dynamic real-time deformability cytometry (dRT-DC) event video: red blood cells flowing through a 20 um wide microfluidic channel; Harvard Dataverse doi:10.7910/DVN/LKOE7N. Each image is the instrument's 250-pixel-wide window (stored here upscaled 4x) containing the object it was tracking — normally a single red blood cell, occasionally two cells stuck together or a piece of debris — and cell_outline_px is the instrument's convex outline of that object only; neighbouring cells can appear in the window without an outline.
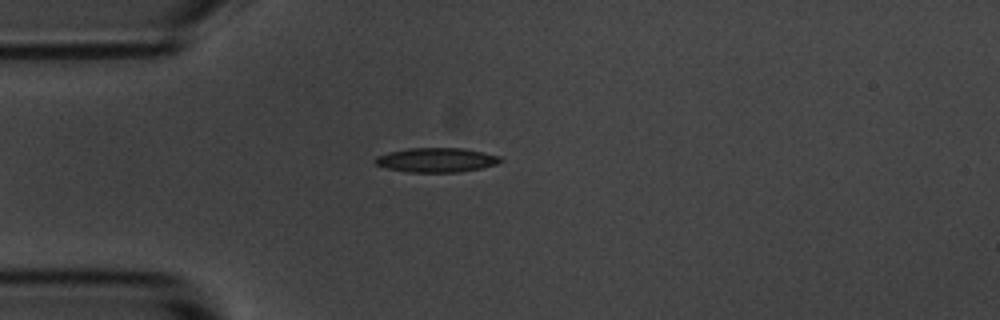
{"species": "common noctule bat (a hibernating species)", "species_latin": "Nyctalus noctula", "temperature_condition": "room temperature", "stored_images_in_passage": 2, "camera_frame_rate_fps": 3000, "um_per_image_px": 0.085, "animal": {"sex": "male", "body_mass_g": 20.1, "forearm_length_mm": 53.5}, "frame": {"image": 1, "passage_image": 1, "time_ms": 0.0, "image_size_px": [1000, 320], "cell_outline_px": [[504, 160], [496, 164], [480, 168], [460, 172], [408, 172], [388, 168], [376, 164], [372, 160], [376, 156], [388, 152], [408, 148], [464, 148], [484, 152], [500, 156]], "centroid_in_image_um": [37.09, 13.59], "position_along_channel_um": 47.9, "area_um2": 17.86}}